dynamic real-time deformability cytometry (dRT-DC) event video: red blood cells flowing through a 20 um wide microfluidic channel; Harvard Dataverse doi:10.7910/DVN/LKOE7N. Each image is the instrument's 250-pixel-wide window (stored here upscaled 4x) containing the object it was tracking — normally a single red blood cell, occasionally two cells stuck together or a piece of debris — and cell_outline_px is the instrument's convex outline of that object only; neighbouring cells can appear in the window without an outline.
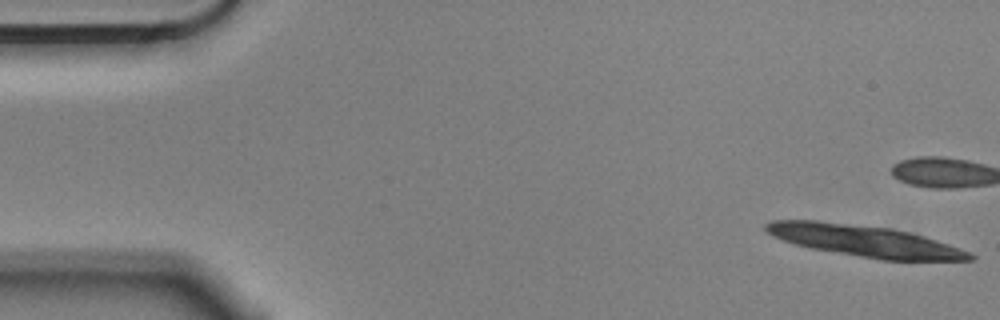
{"species": "Egyptian fruit bat (a non-hibernating species)", "species_latin": "Rousettus aegyptiacus", "temperature_condition": "cold", "stored_images_in_passage": 15, "camera_frame_rate_fps": 3000, "um_per_image_px": 0.085, "animal": {"sex": "male"}, "frame": {"image": 1, "passage_image": 1, "time_ms": 0.0, "image_size_px": [1000, 320], "cell_outline_px": [[976, 256], [972, 260], [880, 260], [812, 248], [796, 244], [772, 236], [764, 228], [764, 224], [772, 220], [816, 220], [892, 228], [924, 236], [972, 252]], "centroid_in_image_um": [73.51, 20.47], "position_along_channel_um": 11.5, "area_um2": 37.17}}